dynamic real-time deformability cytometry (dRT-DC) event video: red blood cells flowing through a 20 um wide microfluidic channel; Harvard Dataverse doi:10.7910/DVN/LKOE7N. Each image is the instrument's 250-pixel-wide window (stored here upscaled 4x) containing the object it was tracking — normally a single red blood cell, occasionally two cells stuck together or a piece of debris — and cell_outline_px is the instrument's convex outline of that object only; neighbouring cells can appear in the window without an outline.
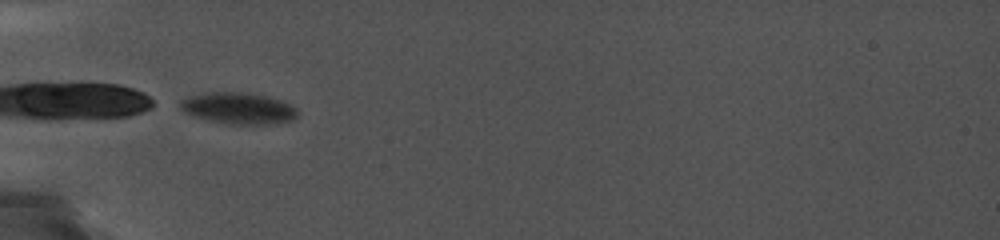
{"species": "common noctule bat (a hibernating species)", "species_latin": "Nyctalus noctula", "temperature_condition": "cold", "stored_images_in_passage": 63, "camera_frame_rate_fps": 5000, "um_per_image_px": 0.085, "animal": {"sex": "female", "body_mass_g": 19.0, "forearm_length_mm": 56.7}, "frame": {"image": 1, "passage_image": 1, "time_ms": 0.0, "image_size_px": [1000, 240], "cell_outline_px": [[300, 116], [292, 120], [272, 124], [228, 124], [208, 120], [192, 116], [184, 112], [180, 108], [180, 100], [204, 92], [244, 92], [264, 96], [280, 100], [296, 108]], "centroid_in_image_um": [20.26, 9.21], "position_along_channel_um": 64.7, "area_um2": 21.5}}
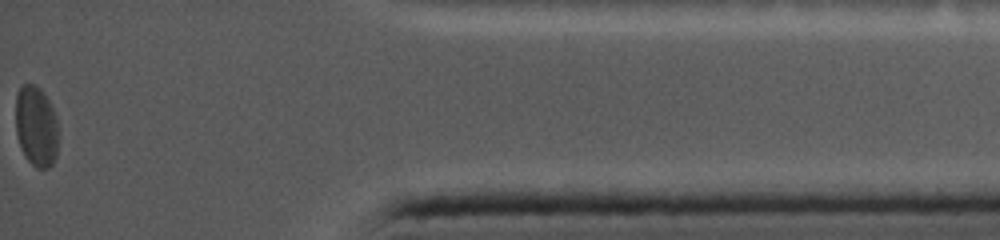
{"frame": {"image": 2, "passage_image": 62, "time_ms": 11.0, "image_size_px": [1000, 240], "cell_outline_px": [[56, 156], [52, 164], [48, 168], [36, 168], [28, 160], [20, 144], [16, 132], [16, 96], [20, 88], [24, 84], [32, 84], [40, 88], [48, 100], [52, 108], [56, 120]], "centroid_in_image_um": [3.06, 10.73], "position_along_channel_um": 432.1, "area_um2": 19.54}}